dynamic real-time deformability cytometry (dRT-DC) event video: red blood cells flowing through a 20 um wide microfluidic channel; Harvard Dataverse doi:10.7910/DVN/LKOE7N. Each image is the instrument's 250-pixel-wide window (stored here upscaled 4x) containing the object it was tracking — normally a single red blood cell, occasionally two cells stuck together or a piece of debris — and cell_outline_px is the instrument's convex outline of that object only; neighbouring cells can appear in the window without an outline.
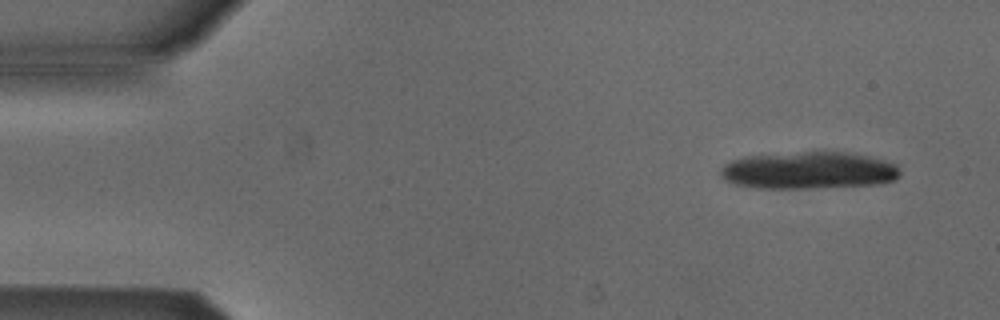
{"species": "Egyptian fruit bat (a non-hibernating species)", "species_latin": "Rousettus aegyptiacus", "temperature_condition": "cold", "stored_images_in_passage": 5, "camera_frame_rate_fps": 3000, "um_per_image_px": 0.085, "animal": {"sex": "male"}, "frame": {"image": 1, "passage_image": 1, "time_ms": 0.0, "image_size_px": [1000, 320], "cell_outline_px": [[900, 176], [896, 180], [880, 184], [800, 188], [756, 188], [736, 184], [724, 180], [720, 176], [720, 168], [724, 164], [732, 160], [744, 156], [804, 152], [844, 152], [868, 156], [884, 160], [896, 164], [900, 168]], "centroid_in_image_um": [68.74, 14.49], "position_along_channel_um": 16.3, "area_um2": 38.9}}